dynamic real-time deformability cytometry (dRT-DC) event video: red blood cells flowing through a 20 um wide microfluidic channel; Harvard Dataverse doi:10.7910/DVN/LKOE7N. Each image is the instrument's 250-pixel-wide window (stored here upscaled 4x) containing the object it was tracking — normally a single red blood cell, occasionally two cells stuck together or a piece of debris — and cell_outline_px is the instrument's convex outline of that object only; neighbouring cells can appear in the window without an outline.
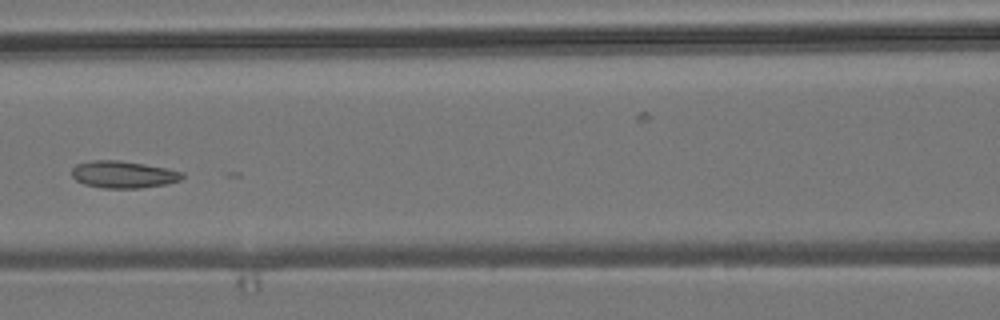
{"species": "common noctule bat (a hibernating species)", "species_latin": "Nyctalus noctula", "temperature_condition": "room temperature", "stored_images_in_passage": 7, "camera_frame_rate_fps": 3000, "um_per_image_px": 0.085, "animal": {"sex": "male", "body_mass_g": 19.2, "forearm_length_mm": 51.8}, "frame": {"image": 1, "passage_image": 6, "time_ms": 5.667, "image_size_px": [1000, 320], "cell_outline_px": [[184, 176], [180, 180], [168, 184], [140, 188], [104, 188], [84, 184], [76, 180], [72, 176], [72, 168], [76, 164], [92, 160], [116, 160], [144, 164], [168, 168], [184, 172]], "centroid_in_image_um": [10.5, 14.83], "position_along_channel_um": 156.1, "area_um2": 17.51}}